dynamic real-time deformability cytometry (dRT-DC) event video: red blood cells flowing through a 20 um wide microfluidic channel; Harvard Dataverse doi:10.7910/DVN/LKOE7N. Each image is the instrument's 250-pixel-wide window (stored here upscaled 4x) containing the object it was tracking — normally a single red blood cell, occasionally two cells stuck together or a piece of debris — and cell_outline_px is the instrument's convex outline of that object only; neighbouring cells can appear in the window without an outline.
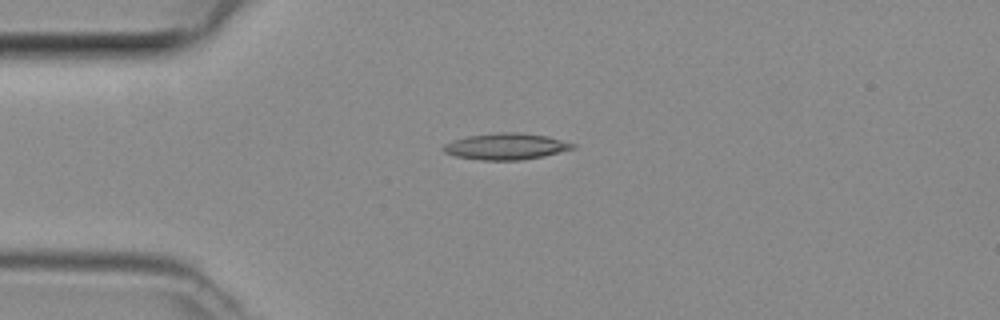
{"species": "common noctule bat (a hibernating species)", "species_latin": "Nyctalus noctula", "temperature_condition": "room temperature", "stored_images_in_passage": 31, "camera_frame_rate_fps": 3000, "um_per_image_px": 0.085, "animal": {"sex": "female", "body_mass_g": 29.2, "forearm_length_mm": 56.3}, "frame": {"image": 1, "passage_image": 1, "time_ms": 0.0, "image_size_px": [1000, 320], "cell_outline_px": [[576, 148], [544, 156], [520, 160], [480, 160], [456, 156], [444, 152], [440, 148], [444, 144], [452, 140], [468, 136], [496, 132], [520, 132], [548, 136], [576, 144]], "centroid_in_image_um": [43.0, 12.44], "position_along_channel_um": 42.0, "area_um2": 20.06}}
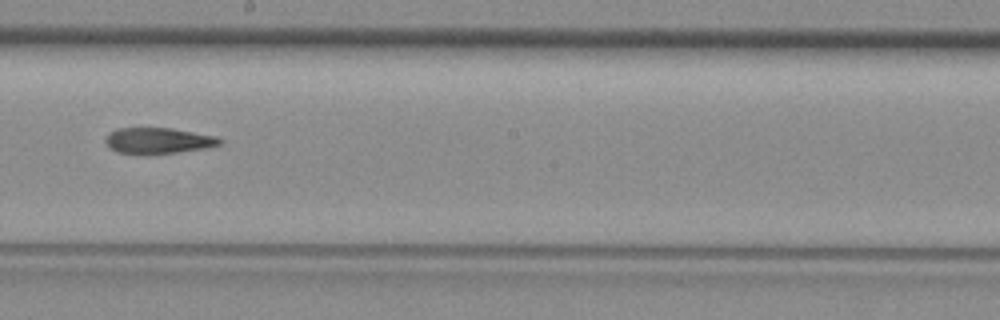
{"frame": {"image": 2, "passage_image": 16, "time_ms": 5.0, "image_size_px": [1000, 320], "cell_outline_px": [[224, 140], [220, 144], [204, 148], [176, 152], [116, 152], [108, 148], [104, 140], [108, 132], [116, 128], [172, 128], [216, 136]], "centroid_in_image_um": [13.42, 11.92], "position_along_channel_um": 234.8, "area_um2": 16.88}}
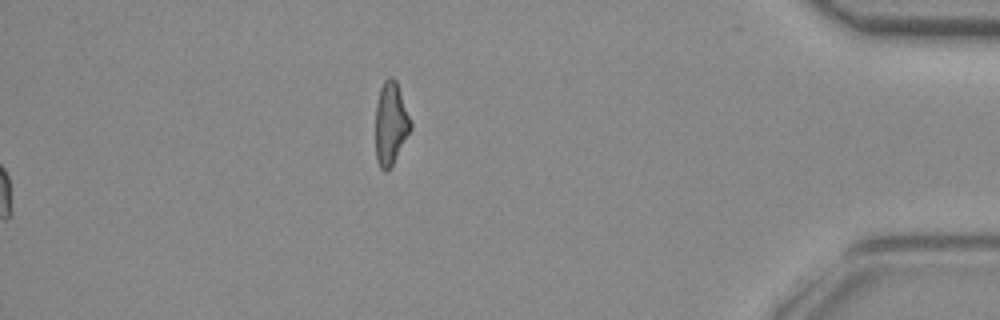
{"frame": {"image": 3, "passage_image": 31, "time_ms": 10.0, "image_size_px": [1000, 320], "cell_outline_px": [[412, 128], [392, 164], [384, 172], [380, 168], [376, 160], [376, 104], [380, 88], [384, 80], [388, 76], [392, 76], [396, 80], [412, 124]], "centroid_in_image_um": [33.2, 10.47], "position_along_channel_um": 402.0, "area_um2": 16.76}}